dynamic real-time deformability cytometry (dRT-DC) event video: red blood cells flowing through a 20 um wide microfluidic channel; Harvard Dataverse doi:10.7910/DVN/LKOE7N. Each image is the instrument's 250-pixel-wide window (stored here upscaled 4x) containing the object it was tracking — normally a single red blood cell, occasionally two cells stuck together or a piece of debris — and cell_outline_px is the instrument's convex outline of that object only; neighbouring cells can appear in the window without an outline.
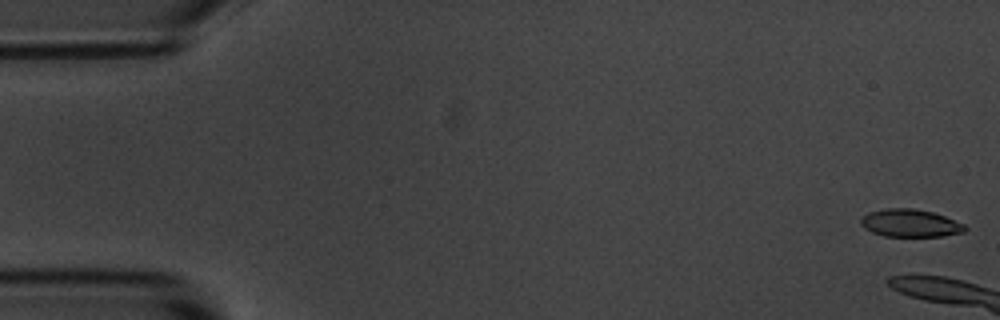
{"species": "common noctule bat (a hibernating species)", "species_latin": "Nyctalus noctula", "temperature_condition": "room temperature", "stored_images_in_passage": 9, "camera_frame_rate_fps": 3000, "um_per_image_px": 0.085, "animal": {"sex": "male", "body_mass_g": 20.1, "forearm_length_mm": 53.5}, "frame": {"image": 1, "passage_image": 1, "time_ms": 0.0, "image_size_px": [1000, 320], "cell_outline_px": [[968, 228], [964, 232], [944, 236], [884, 236], [872, 232], [864, 228], [860, 224], [860, 216], [868, 212], [888, 208], [916, 208], [932, 212], [944, 216], [964, 224]], "centroid_in_image_um": [77.34, 18.96], "position_along_channel_um": 7.7, "area_um2": 16.94}}